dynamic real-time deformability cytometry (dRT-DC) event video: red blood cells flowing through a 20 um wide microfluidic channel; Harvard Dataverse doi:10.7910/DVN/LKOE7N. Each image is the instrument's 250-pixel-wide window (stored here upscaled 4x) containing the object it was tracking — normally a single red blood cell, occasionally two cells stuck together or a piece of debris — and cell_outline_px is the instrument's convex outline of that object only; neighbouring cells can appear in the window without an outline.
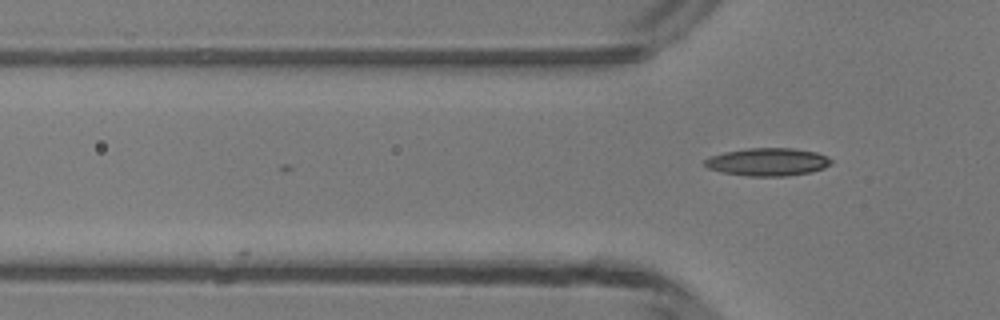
{"species": "common noctule bat (a hibernating species)", "species_latin": "Nyctalus noctula", "temperature_condition": "room temperature", "stored_images_in_passage": 3, "camera_frame_rate_fps": 3000, "um_per_image_px": 0.085, "animal": {"sex": "male", "body_mass_g": 13.3}, "frame": {"image": 1, "passage_image": 3, "time_ms": 0.667, "image_size_px": [1000, 320], "cell_outline_px": [[832, 164], [824, 168], [812, 172], [788, 176], [748, 176], [720, 172], [708, 168], [704, 164], [704, 160], [712, 156], [724, 152], [748, 148], [792, 148], [816, 152], [832, 160]], "centroid_in_image_um": [65.26, 13.77], "position_along_channel_um": 60.5, "area_um2": 20.52}}